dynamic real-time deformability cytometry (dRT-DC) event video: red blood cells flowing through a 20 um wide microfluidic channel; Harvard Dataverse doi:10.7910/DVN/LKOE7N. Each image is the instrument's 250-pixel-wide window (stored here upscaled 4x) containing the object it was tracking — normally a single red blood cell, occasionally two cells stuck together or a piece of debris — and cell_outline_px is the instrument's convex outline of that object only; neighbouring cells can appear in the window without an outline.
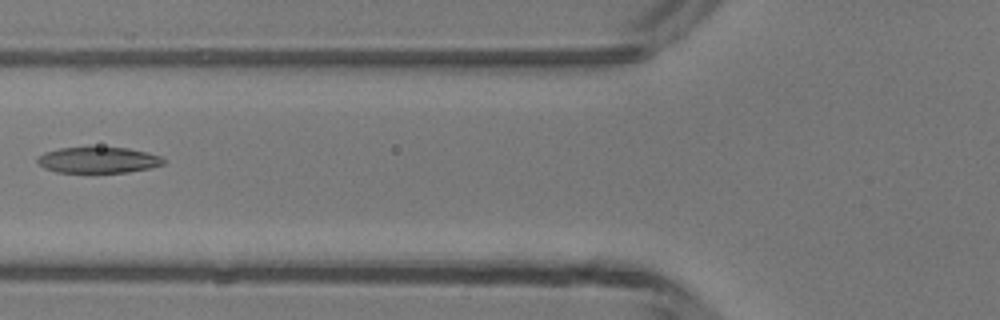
{"species": "common noctule bat (a hibernating species)", "species_latin": "Nyctalus noctula", "temperature_condition": "room temperature", "stored_images_in_passage": 4, "camera_frame_rate_fps": 3000, "um_per_image_px": 0.085, "animal": {"sex": "male", "body_mass_g": 13.3}, "frame": {"image": 1, "passage_image": 4, "time_ms": 3.333, "image_size_px": [1000, 320], "cell_outline_px": [[164, 164], [148, 168], [128, 172], [88, 176], [56, 172], [44, 168], [36, 160], [44, 152], [60, 148], [88, 144], [128, 148], [160, 156], [164, 160]], "centroid_in_image_um": [8.27, 13.61], "position_along_channel_um": 117.5, "area_um2": 20.69}}